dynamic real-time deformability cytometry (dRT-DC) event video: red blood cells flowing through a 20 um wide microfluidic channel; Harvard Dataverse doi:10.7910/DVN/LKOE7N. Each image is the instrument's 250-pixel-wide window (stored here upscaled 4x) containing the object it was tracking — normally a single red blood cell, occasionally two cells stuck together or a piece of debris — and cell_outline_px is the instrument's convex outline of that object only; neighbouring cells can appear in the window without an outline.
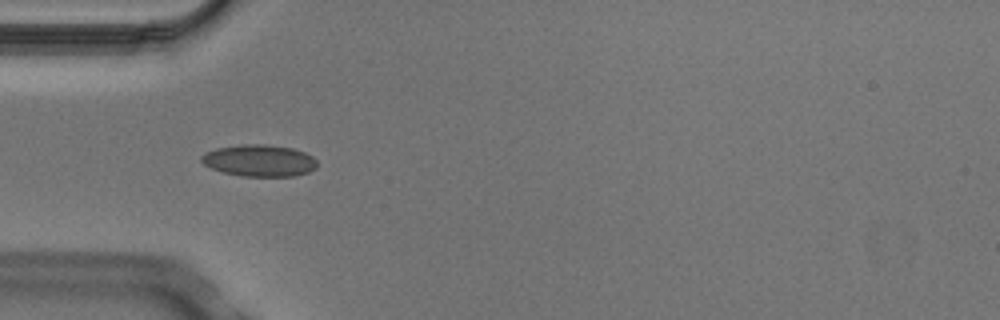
{"species": "Egyptian fruit bat (a non-hibernating species)", "species_latin": "Rousettus aegyptiacus", "temperature_condition": "cold", "stored_images_in_passage": 7, "camera_frame_rate_fps": 3000, "um_per_image_px": 0.085, "animal": {"sex": "male"}, "frame": {"image": 1, "passage_image": 3, "time_ms": 0.667, "image_size_px": [1000, 320], "cell_outline_px": [[316, 168], [308, 172], [296, 176], [244, 176], [224, 172], [212, 168], [204, 164], [200, 160], [200, 156], [204, 152], [216, 148], [244, 144], [264, 144], [292, 148], [304, 152], [312, 156], [316, 160]], "centroid_in_image_um": [22.03, 13.64], "position_along_channel_um": 63.0, "area_um2": 21.39}}
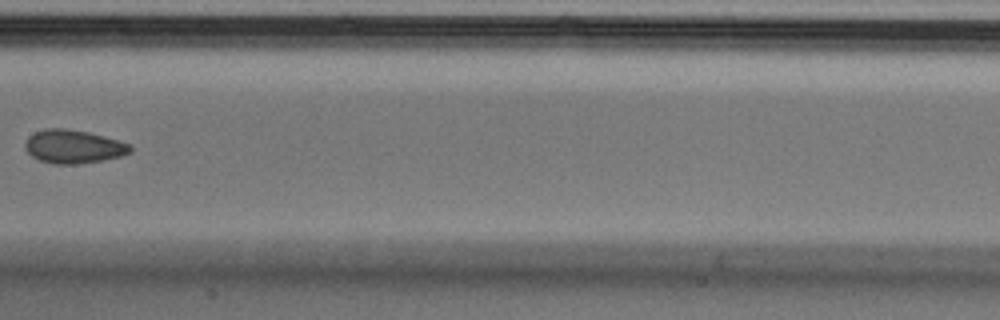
{"frame": {"image": 2, "passage_image": 6, "time_ms": 1.667, "image_size_px": [1000, 320], "cell_outline_px": [[132, 152], [120, 156], [104, 160], [72, 164], [52, 164], [40, 160], [32, 156], [24, 148], [24, 144], [28, 136], [36, 132], [48, 128], [64, 128], [88, 132], [104, 136], [132, 144]], "centroid_in_image_um": [6.25, 12.46], "position_along_channel_um": 201.1, "area_um2": 20.52}}
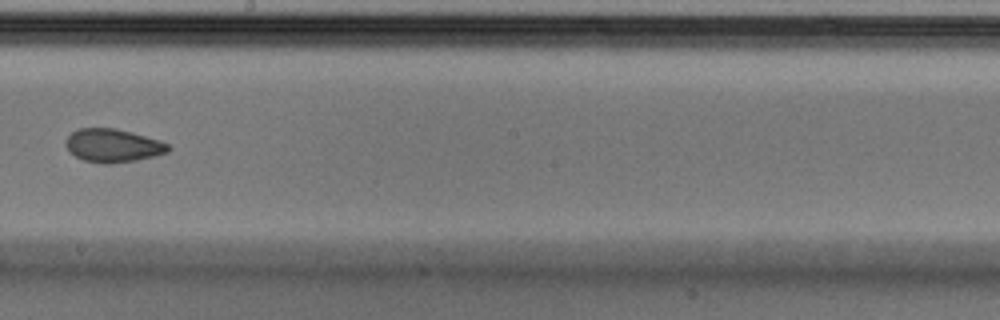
{"frame": {"image": 3, "passage_image": 7, "time_ms": 2.0, "image_size_px": [1000, 320], "cell_outline_px": [[172, 148], [168, 152], [136, 160], [112, 164], [104, 164], [84, 160], [76, 156], [64, 144], [68, 136], [76, 128], [116, 128], [132, 132], [160, 140], [168, 144]], "centroid_in_image_um": [9.61, 12.36], "position_along_channel_um": 238.6, "area_um2": 19.88}}